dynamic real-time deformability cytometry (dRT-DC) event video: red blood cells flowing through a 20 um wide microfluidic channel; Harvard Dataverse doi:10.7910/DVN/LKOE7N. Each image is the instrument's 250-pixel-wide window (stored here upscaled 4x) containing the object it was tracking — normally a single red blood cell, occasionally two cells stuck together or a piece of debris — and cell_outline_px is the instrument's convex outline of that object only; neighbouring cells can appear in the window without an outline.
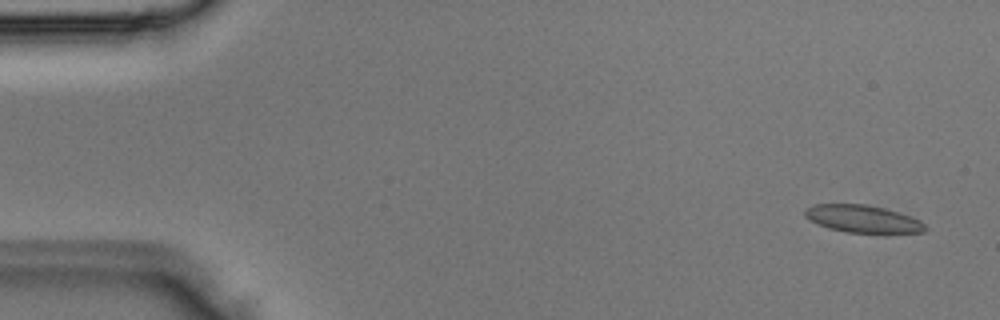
{"species": "Egyptian fruit bat (a non-hibernating species)", "species_latin": "Rousettus aegyptiacus", "temperature_condition": "room temperature", "stored_images_in_passage": 3, "camera_frame_rate_fps": 3000, "um_per_image_px": 0.085, "animal": {"sex": "male"}, "frame": {"image": 1, "passage_image": 1, "time_ms": 0.0, "image_size_px": [1000, 320], "cell_outline_px": [[928, 228], [924, 232], [844, 232], [828, 228], [816, 224], [808, 220], [804, 216], [804, 208], [812, 204], [864, 204], [884, 208], [920, 220]], "centroid_in_image_um": [73.24, 18.59], "position_along_channel_um": 11.8, "area_um2": 19.13}}